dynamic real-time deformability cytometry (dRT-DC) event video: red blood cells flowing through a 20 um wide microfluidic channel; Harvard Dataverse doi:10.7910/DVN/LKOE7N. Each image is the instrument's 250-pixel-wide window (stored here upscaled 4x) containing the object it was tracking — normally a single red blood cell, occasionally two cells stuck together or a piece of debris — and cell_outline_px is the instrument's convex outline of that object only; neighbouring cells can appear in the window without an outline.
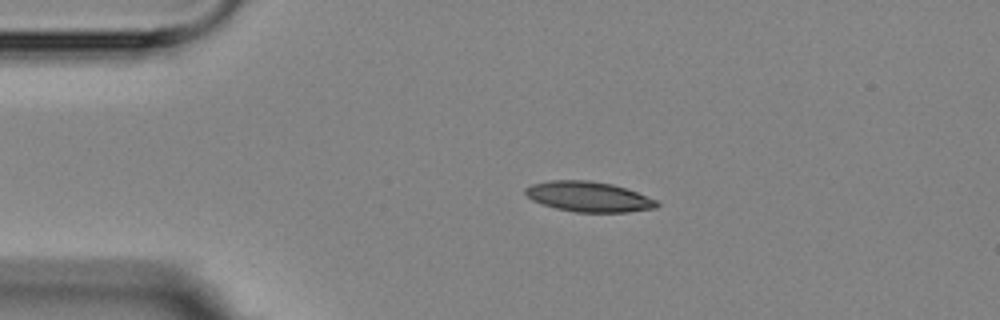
{"species": "Egyptian fruit bat (a non-hibernating species)", "species_latin": "Rousettus aegyptiacus", "temperature_condition": "room temperature", "stored_images_in_passage": 4, "camera_frame_rate_fps": 3000, "um_per_image_px": 0.085, "animal": {"sex": "female"}, "frame": {"image": 1, "passage_image": 3, "time_ms": 2.0, "image_size_px": [1000, 320], "cell_outline_px": [[660, 204], [656, 208], [628, 212], [576, 212], [556, 208], [532, 200], [524, 192], [524, 188], [532, 184], [548, 180], [588, 180], [612, 184], [636, 192], [656, 200]], "centroid_in_image_um": [50.02, 16.71], "position_along_channel_um": 35.0, "area_um2": 23.0}}